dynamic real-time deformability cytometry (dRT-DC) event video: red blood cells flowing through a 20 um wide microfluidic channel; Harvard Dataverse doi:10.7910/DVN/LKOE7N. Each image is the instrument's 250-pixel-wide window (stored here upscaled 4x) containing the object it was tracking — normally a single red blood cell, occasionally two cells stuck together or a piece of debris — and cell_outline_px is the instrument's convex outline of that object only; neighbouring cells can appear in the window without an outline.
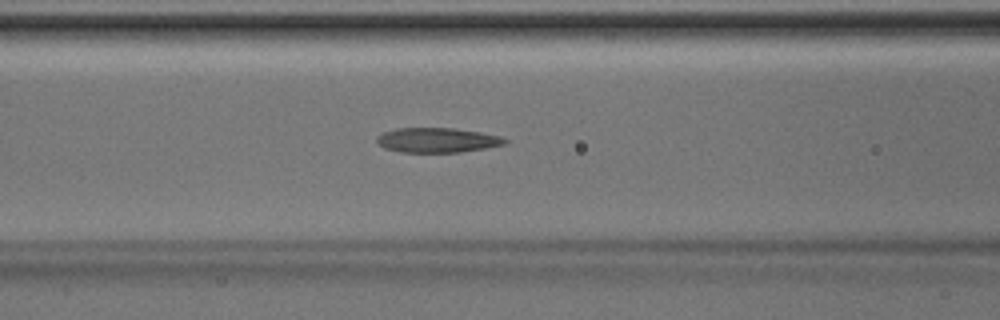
{"species": "Egyptian fruit bat (a non-hibernating species)", "species_latin": "Rousettus aegyptiacus", "temperature_condition": "room temperature", "stored_images_in_passage": 38, "camera_frame_rate_fps": 3000, "um_per_image_px": 0.085, "animal": {"sex": "male"}, "frame": {"image": 1, "passage_image": 12, "time_ms": 3.667, "image_size_px": [1000, 320], "cell_outline_px": [[508, 144], [460, 152], [400, 152], [384, 148], [376, 140], [376, 136], [384, 132], [396, 128], [452, 128], [480, 132], [500, 136], [508, 140]], "centroid_in_image_um": [37.17, 11.91], "position_along_channel_um": 129.4, "area_um2": 18.44}}
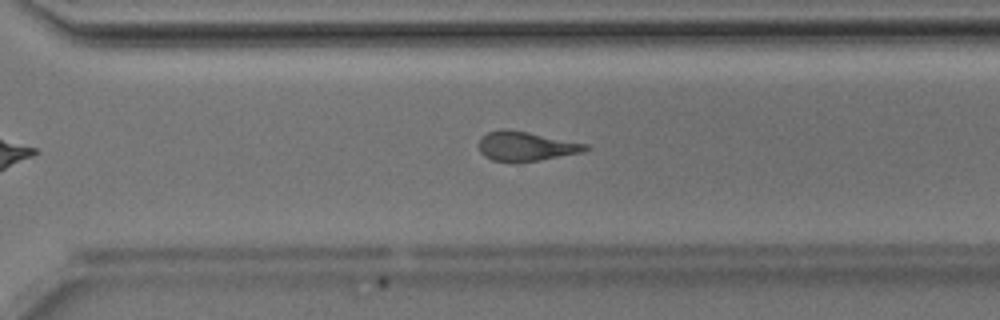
{"frame": {"image": 2, "passage_image": 26, "time_ms": 8.333, "image_size_px": [1000, 320], "cell_outline_px": [[588, 148], [584, 152], [540, 160], [516, 164], [492, 160], [484, 156], [480, 152], [480, 140], [488, 132], [500, 128], [508, 128], [588, 144]], "centroid_in_image_um": [44.69, 12.45], "position_along_channel_um": 325.9, "area_um2": 18.55}}
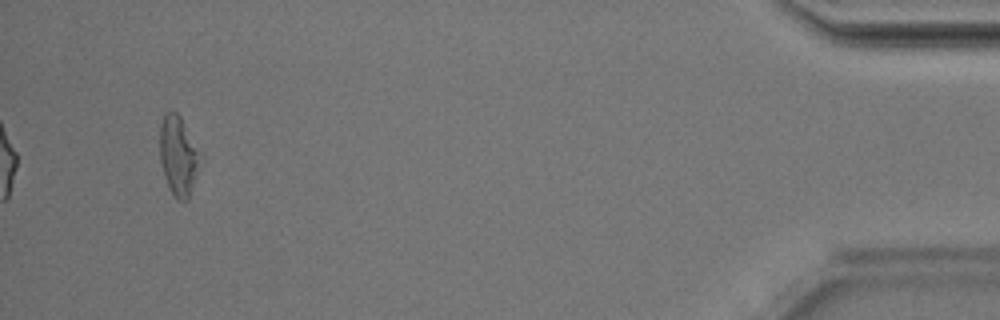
{"frame": {"image": 3, "passage_image": 38, "time_ms": 12.333, "image_size_px": [1000, 320], "cell_outline_px": [[204, 156], [200, 168], [188, 200], [184, 204], [176, 200], [168, 188], [164, 176], [160, 160], [160, 124], [164, 112], [172, 108], [180, 116], [204, 152]], "centroid_in_image_um": [15.22, 13.24], "position_along_channel_um": 420.0, "area_um2": 20.0}, "authors_computed_cell_mechanics": {"area_um2": 18.6116, "velocity_mm_per_s": 4.2188, "shape_relaxation_time_tau1_ms": 9.9702, "shape_relaxation_time_tau2_ms": 2.6195, "deformation_change_tau1": 0.267, "deformation_change_tau2": 0.1348}}